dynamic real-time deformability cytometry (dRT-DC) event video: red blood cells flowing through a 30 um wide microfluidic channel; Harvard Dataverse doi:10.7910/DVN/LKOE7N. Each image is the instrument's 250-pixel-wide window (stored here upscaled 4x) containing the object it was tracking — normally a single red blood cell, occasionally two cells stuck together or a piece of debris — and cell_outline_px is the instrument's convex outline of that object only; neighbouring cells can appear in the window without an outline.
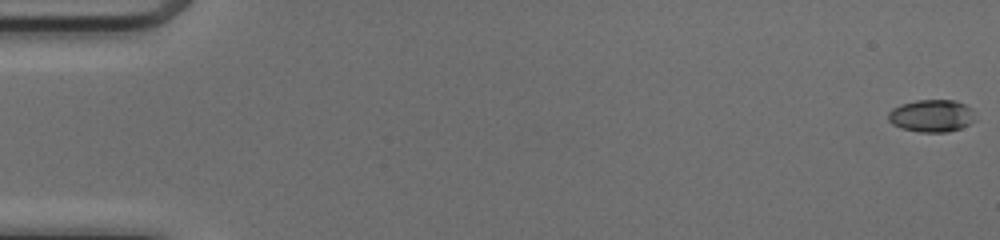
{"species": "common noctule bat (a hibernating species)", "species_latin": "Nyctalus noctula", "temperature_condition": "cold", "stored_images_in_passage": 51, "camera_frame_rate_fps": 3000, "um_per_image_px": 0.085, "animal": {"sex": "female", "body_mass_g": 17.0, "forearm_length_mm": 48.0}, "frame": {"image": 1, "passage_image": 1, "time_ms": 0.0, "image_size_px": [1000, 240], "cell_outline_px": [[976, 120], [960, 128], [948, 132], [920, 132], [900, 128], [892, 124], [888, 120], [888, 112], [892, 108], [900, 104], [916, 100], [956, 100], [972, 108]], "centroid_in_image_um": [79.18, 9.84], "position_along_channel_um": 5.8, "area_um2": 16.59}}
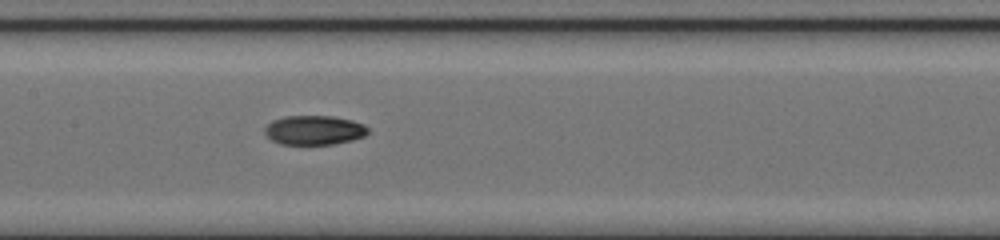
{"frame": {"image": 2, "passage_image": 26, "time_ms": 8.333, "image_size_px": [1000, 240], "cell_outline_px": [[368, 132], [364, 136], [352, 140], [332, 144], [280, 144], [272, 140], [264, 132], [264, 128], [272, 120], [284, 116], [332, 116], [352, 120], [364, 124], [368, 128]], "centroid_in_image_um": [26.7, 11.05], "position_along_channel_um": 180.7, "area_um2": 17.63}}
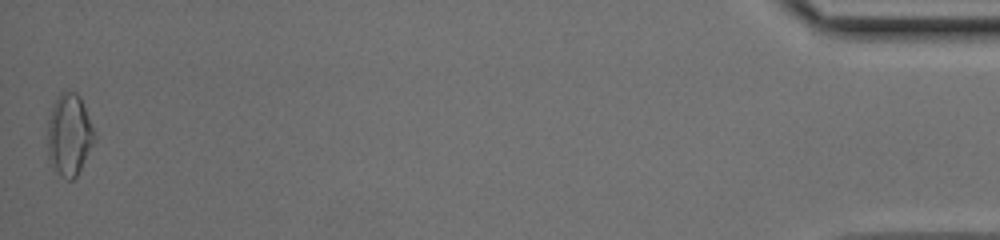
{"frame": {"image": 3, "passage_image": 51, "time_ms": 16.667, "image_size_px": [1000, 240], "cell_outline_px": [[96, 140], [76, 176], [72, 180], [68, 180], [48, 160], [48, 120], [52, 104], [60, 92], [64, 88], [68, 88], [76, 92], [80, 96], [96, 136]], "centroid_in_image_um": [5.89, 11.37], "position_along_channel_um": 429.3, "area_um2": 22.37}, "authors_computed_cell_mechanics": {"area_um2": 17.5712, "velocity_mm_per_s": 4.1447, "shape_relaxation_time_tau1_ms": 9.1438, "shape_relaxation_time_tau2_ms": 3.8438, "deformation_change_tau1": 0.2362, "deformation_change_tau2": 0.0831}}